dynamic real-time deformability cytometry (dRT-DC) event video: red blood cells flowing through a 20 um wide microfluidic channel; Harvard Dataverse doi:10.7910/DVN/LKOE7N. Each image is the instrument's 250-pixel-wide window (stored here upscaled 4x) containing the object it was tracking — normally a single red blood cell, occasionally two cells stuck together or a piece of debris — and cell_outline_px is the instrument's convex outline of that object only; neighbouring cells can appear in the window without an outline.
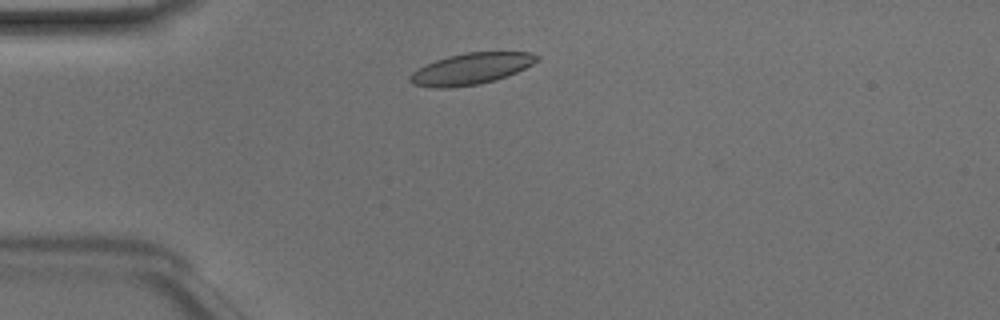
{"species": "Egyptian fruit bat (a non-hibernating species)", "species_latin": "Rousettus aegyptiacus", "temperature_condition": "room temperature", "stored_images_in_passage": 42, "camera_frame_rate_fps": 3000, "um_per_image_px": 0.085, "animal": {"sex": "male"}, "frame": {"image": 1, "passage_image": 6, "time_ms": 1.667, "image_size_px": [1000, 320], "cell_outline_px": [[540, 60], [508, 76], [480, 84], [448, 88], [432, 88], [412, 84], [408, 80], [408, 76], [412, 72], [436, 60], [448, 56], [468, 52], [528, 52], [540, 56]], "centroid_in_image_um": [40.03, 5.85], "position_along_channel_um": 45.0, "area_um2": 23.12}}
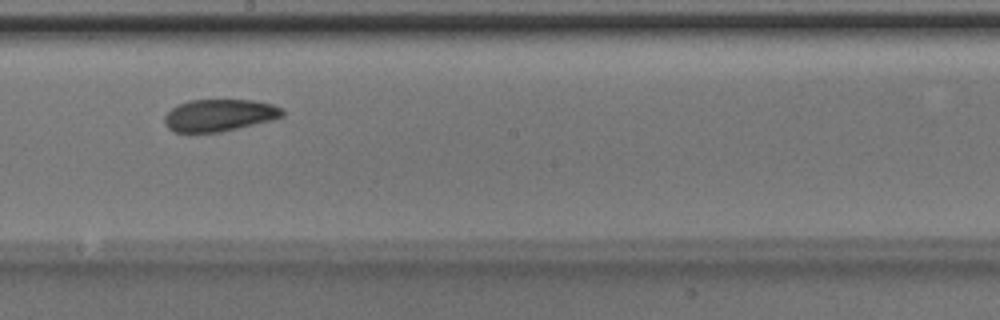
{"frame": {"image": 2, "passage_image": 21, "time_ms": 6.667, "image_size_px": [1000, 320], "cell_outline_px": [[284, 116], [272, 120], [220, 132], [176, 132], [168, 128], [164, 124], [164, 116], [172, 108], [188, 100], [252, 100], [272, 104], [284, 108]], "centroid_in_image_um": [18.66, 9.79], "position_along_channel_um": 229.5, "area_um2": 22.02}}
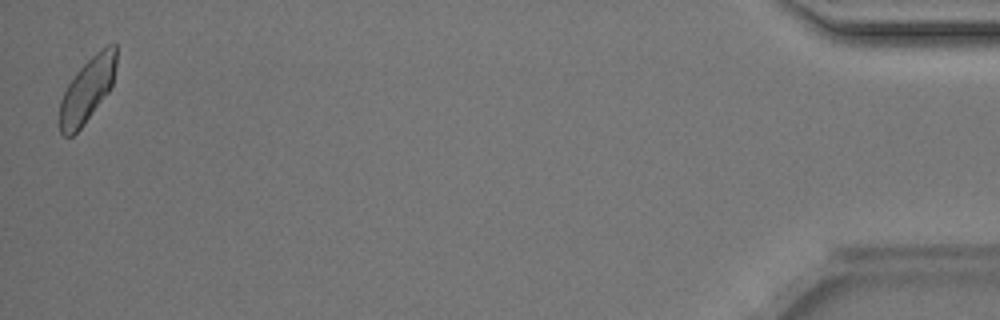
{"frame": {"image": 3, "passage_image": 42, "time_ms": 13.667, "image_size_px": [1000, 320], "cell_outline_px": [[116, 64], [112, 84], [108, 92], [84, 124], [72, 136], [64, 136], [60, 132], [56, 120], [60, 100], [68, 84], [76, 72], [100, 48], [108, 44], [116, 44]], "centroid_in_image_um": [7.36, 7.68], "position_along_channel_um": 427.8, "area_um2": 21.44}, "authors_computed_cell_mechanics": {"area_um2": 22.6576, "velocity_mm_per_s": 4.1277, "shape_relaxation_time_tau1_ms": 3.2223, "shape_relaxation_time_tau2_ms": 2.8676, "deformation_change_tau1": 0.0957, "deformation_change_tau2": 0.0856}}